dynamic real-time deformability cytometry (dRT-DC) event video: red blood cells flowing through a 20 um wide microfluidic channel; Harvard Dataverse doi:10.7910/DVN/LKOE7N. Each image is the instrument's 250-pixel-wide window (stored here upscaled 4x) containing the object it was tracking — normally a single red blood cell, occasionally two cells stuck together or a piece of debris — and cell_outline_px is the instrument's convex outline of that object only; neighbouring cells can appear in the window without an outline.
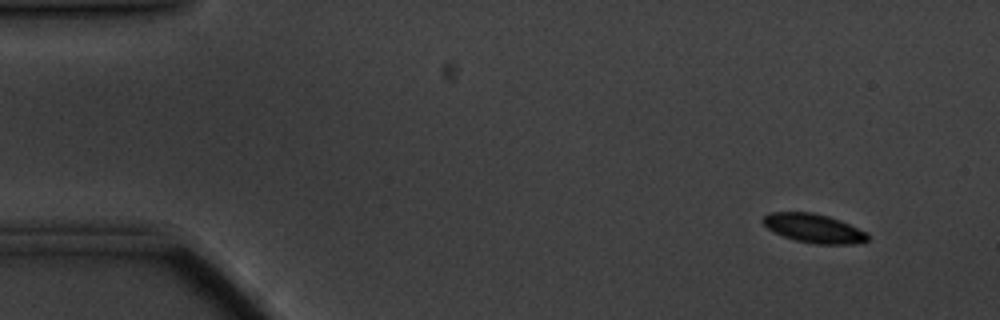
{"species": "common noctule bat (a hibernating species)", "species_latin": "Nyctalus noctula", "temperature_condition": "cold", "stored_images_in_passage": 56, "camera_frame_rate_fps": 3000, "um_per_image_px": 0.085, "animal": {"sex": "male", "body_mass_g": 20.1, "forearm_length_mm": 53.5}, "frame": {"image": 1, "passage_image": 3, "time_ms": 0.667, "image_size_px": [1000, 320], "cell_outline_px": [[868, 240], [852, 244], [816, 244], [796, 240], [784, 236], [768, 228], [760, 220], [768, 212], [812, 212], [828, 216], [840, 220], [868, 232]], "centroid_in_image_um": [69.18, 19.39], "position_along_channel_um": 15.8, "area_um2": 17.57}}
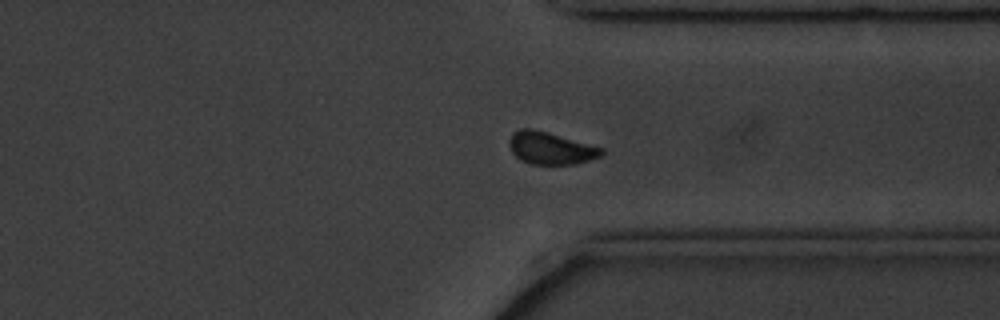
{"frame": {"image": 2, "passage_image": 42, "time_ms": 13.667, "image_size_px": [1000, 320], "cell_outline_px": [[604, 152], [600, 156], [576, 164], [532, 164], [520, 160], [512, 152], [508, 144], [508, 140], [512, 132], [520, 128], [532, 128], [548, 132], [604, 148]], "centroid_in_image_um": [46.77, 12.58], "position_along_channel_um": 364.6, "area_um2": 17.46}}
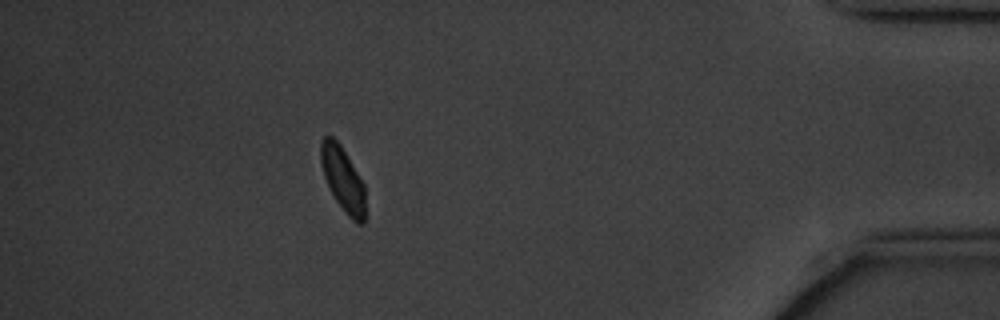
{"frame": {"image": 3, "passage_image": 50, "time_ms": 16.333, "image_size_px": [1000, 320], "cell_outline_px": [[364, 224], [356, 224], [348, 216], [336, 200], [324, 176], [320, 160], [320, 140], [324, 136], [332, 136], [340, 144], [364, 184]], "centroid_in_image_um": [29.13, 15.21], "position_along_channel_um": 406.1, "area_um2": 16.47}}